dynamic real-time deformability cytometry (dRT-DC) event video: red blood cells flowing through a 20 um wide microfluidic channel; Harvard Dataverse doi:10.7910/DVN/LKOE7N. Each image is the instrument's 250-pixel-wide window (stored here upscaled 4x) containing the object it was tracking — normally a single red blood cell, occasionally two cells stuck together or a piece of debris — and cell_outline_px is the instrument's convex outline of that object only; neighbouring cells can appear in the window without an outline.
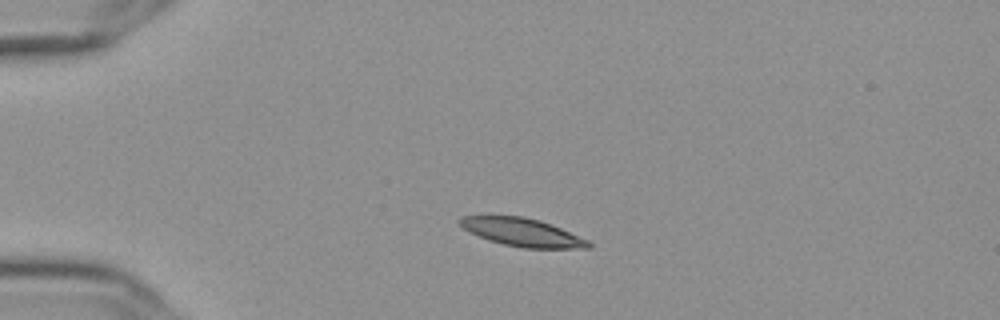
{"species": "Egyptian fruit bat (a non-hibernating species)", "species_latin": "Rousettus aegyptiacus", "temperature_condition": "cold", "stored_images_in_passage": 44, "camera_frame_rate_fps": 3000, "um_per_image_px": 0.085, "frame": {"image": 1, "passage_image": 1, "time_ms": 0.0, "image_size_px": [1000, 320], "cell_outline_px": [[592, 248], [524, 248], [504, 244], [488, 240], [464, 228], [456, 220], [460, 216], [524, 216], [540, 220], [560, 228], [588, 240], [592, 244]], "centroid_in_image_um": [44.4, 19.74], "position_along_channel_um": 40.6, "area_um2": 20.81}}
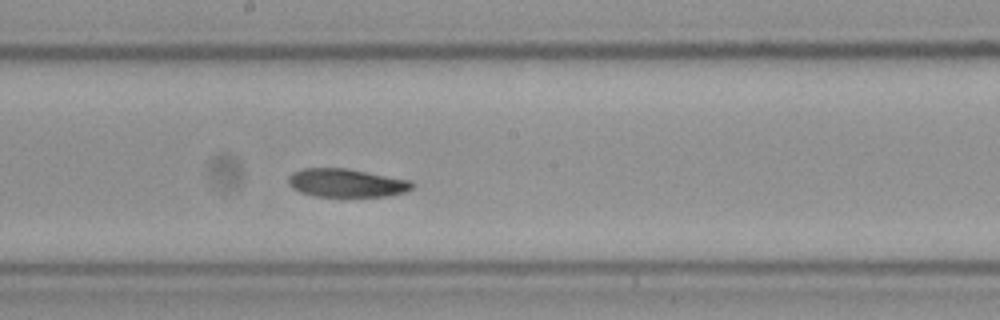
{"frame": {"image": 2, "passage_image": 19, "time_ms": 6.0, "image_size_px": [1000, 320], "cell_outline_px": [[416, 184], [408, 192], [392, 196], [316, 196], [300, 192], [292, 188], [288, 184], [288, 176], [292, 172], [304, 168], [344, 168], [412, 180]], "centroid_in_image_um": [29.48, 15.55], "position_along_channel_um": 218.7, "area_um2": 20.63}}
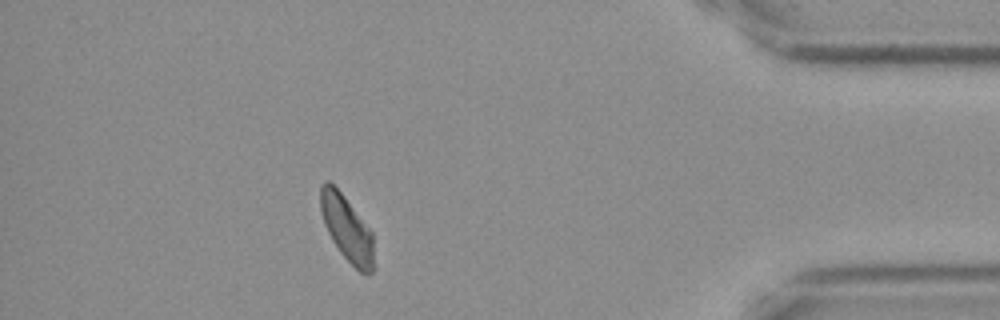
{"frame": {"image": 3, "passage_image": 38, "time_ms": 12.333, "image_size_px": [1000, 320], "cell_outline_px": [[372, 272], [368, 276], [360, 272], [340, 252], [332, 240], [324, 224], [320, 212], [320, 184], [324, 180], [328, 180], [344, 196], [372, 232]], "centroid_in_image_um": [29.44, 19.39], "position_along_channel_um": 405.8, "area_um2": 20.06}}